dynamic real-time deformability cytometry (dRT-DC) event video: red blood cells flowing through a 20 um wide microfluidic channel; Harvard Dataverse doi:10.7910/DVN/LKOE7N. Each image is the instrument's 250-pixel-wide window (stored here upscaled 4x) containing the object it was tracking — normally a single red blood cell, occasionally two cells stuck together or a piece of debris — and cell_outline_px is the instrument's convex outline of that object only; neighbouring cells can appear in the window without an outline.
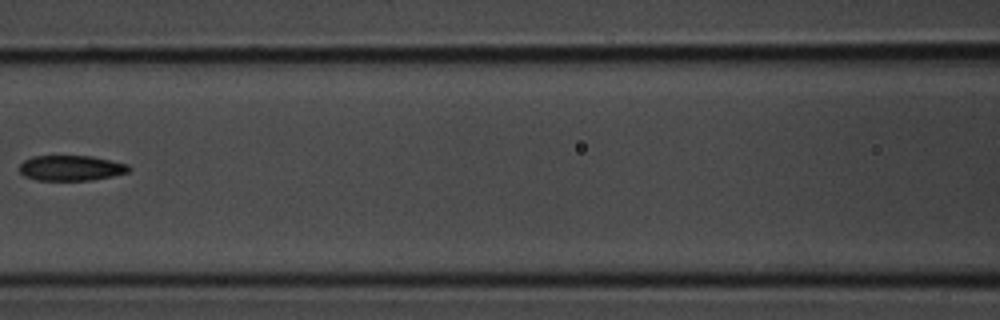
{"species": "common noctule bat (a hibernating species)", "species_latin": "Nyctalus noctula", "temperature_condition": "room temperature", "stored_images_in_passage": 5, "camera_frame_rate_fps": 3000, "um_per_image_px": 0.085, "animal": {"sex": "male", "body_mass_g": 20.1, "forearm_length_mm": 53.5}, "frame": {"image": 1, "passage_image": 5, "time_ms": 1.333, "image_size_px": [1000, 320], "cell_outline_px": [[132, 168], [128, 172], [112, 176], [92, 180], [36, 180], [24, 176], [20, 172], [20, 164], [24, 160], [32, 156], [92, 156], [128, 164]], "centroid_in_image_um": [6.04, 14.28], "position_along_channel_um": 160.6, "area_um2": 16.18}}